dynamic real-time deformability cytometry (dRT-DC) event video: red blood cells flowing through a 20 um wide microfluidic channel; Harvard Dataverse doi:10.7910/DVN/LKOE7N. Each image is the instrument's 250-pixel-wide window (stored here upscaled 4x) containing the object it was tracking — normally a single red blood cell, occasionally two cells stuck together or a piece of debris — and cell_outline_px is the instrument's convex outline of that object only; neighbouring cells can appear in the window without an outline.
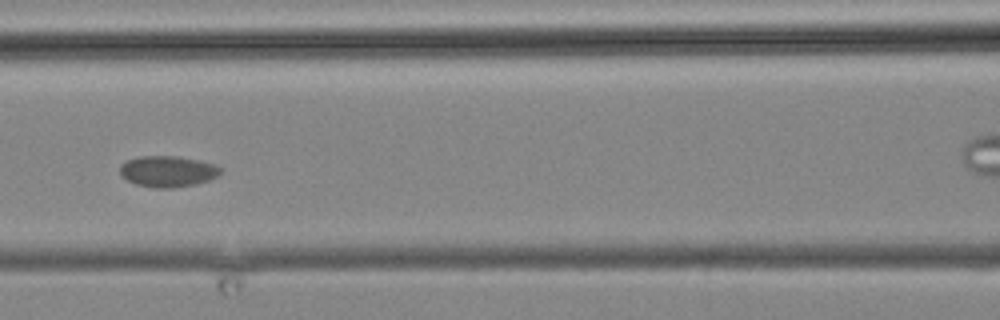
{"species": "common noctule bat (a hibernating species)", "species_latin": "Nyctalus noctula", "temperature_condition": "cold", "stored_images_in_passage": 20, "segment_of_instrument_passage": [1, 2], "camera_frame_rate_fps": 3000, "um_per_image_px": 0.085, "animal": {"sex": "male", "body_mass_g": 19.2, "forearm_length_mm": 51.8}, "frame": {"image": 1, "passage_image": 10, "time_ms": 10.667, "image_size_px": [1000, 320], "cell_outline_px": [[220, 172], [216, 176], [208, 180], [196, 184], [172, 188], [152, 188], [136, 184], [120, 176], [120, 164], [128, 160], [140, 156], [180, 156], [216, 164], [220, 168]], "centroid_in_image_um": [14.23, 14.56], "position_along_channel_um": 152.4, "area_um2": 18.26}}
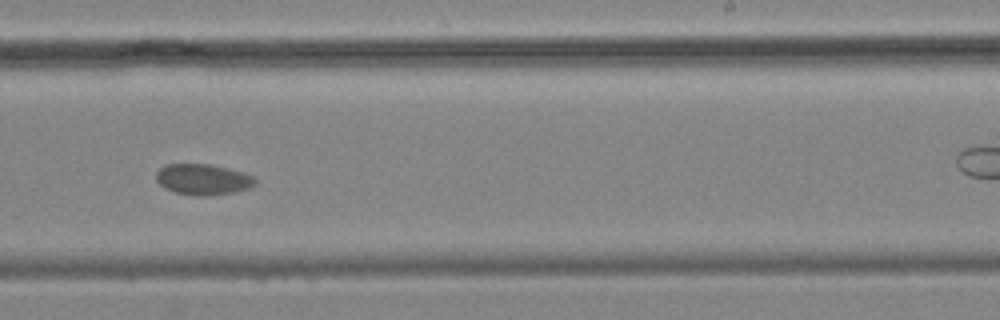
{"frame": {"image": 2, "passage_image": 13, "time_ms": 14.333, "image_size_px": [1000, 320], "cell_outline_px": [[256, 184], [248, 188], [236, 192], [204, 196], [200, 196], [172, 192], [164, 188], [156, 180], [156, 172], [160, 168], [168, 164], [208, 164], [228, 168], [244, 172], [252, 176], [256, 180]], "centroid_in_image_um": [17.25, 15.25], "position_along_channel_um": 271.8, "area_um2": 17.86}}
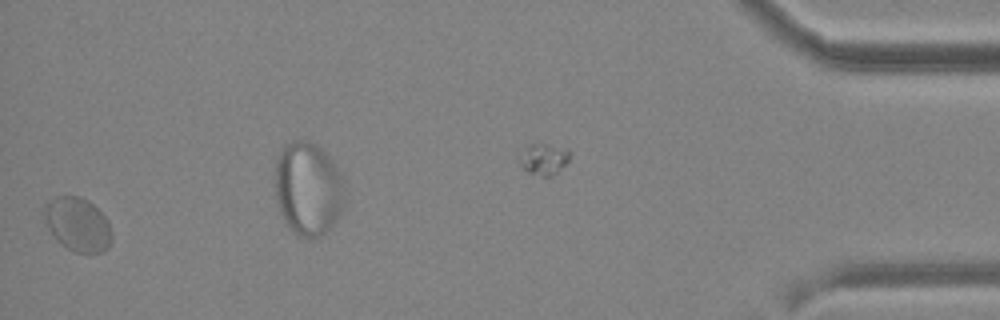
{"frame": {"image": 3, "passage_image": 19, "time_ms": 22.0, "image_size_px": [1000, 320], "cell_outline_px": [[112, 240], [108, 248], [100, 252], [76, 252], [60, 244], [52, 232], [44, 216], [44, 212], [48, 204], [56, 196], [76, 196], [88, 200], [108, 220], [112, 232]], "centroid_in_image_um": [6.65, 19.08], "position_along_channel_um": 428.5, "area_um2": 20.63}}